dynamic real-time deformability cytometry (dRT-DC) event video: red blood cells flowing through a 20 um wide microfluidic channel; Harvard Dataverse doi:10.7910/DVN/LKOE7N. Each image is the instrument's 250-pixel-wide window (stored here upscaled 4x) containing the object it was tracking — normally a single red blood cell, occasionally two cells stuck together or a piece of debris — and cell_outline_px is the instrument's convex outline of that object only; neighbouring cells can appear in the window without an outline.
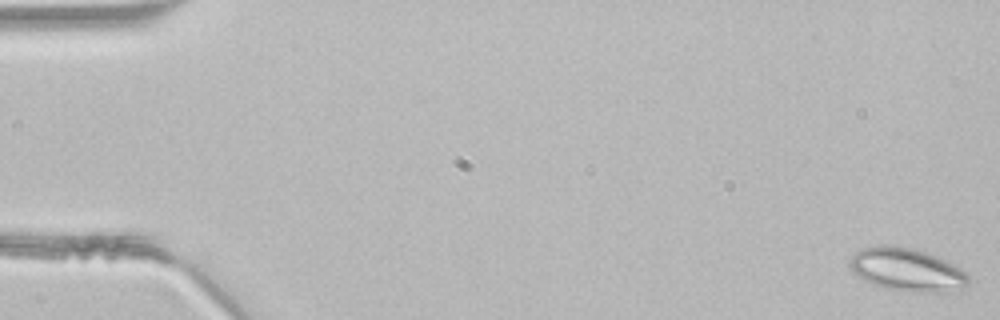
{"species": "common noctule bat (a hibernating species)", "species_latin": "Nyctalus noctula", "temperature_condition": "room temperature", "stored_images_in_passage": 47, "segment_of_instrument_passage": [1, 2], "camera_frame_rate_fps": 3000, "um_per_image_px": 0.085, "animal": {"sex": "male", "body_mass_g": 21.5, "forearm_length_mm": 52.0}, "frame": {"image": 1, "passage_image": 1, "time_ms": 0.0, "image_size_px": [1000, 320], "cell_outline_px": [[968, 284], [964, 292], [912, 292], [884, 288], [872, 284], [864, 280], [852, 272], [848, 264], [848, 260], [856, 252], [864, 248], [880, 244], [884, 244], [912, 248], [936, 256], [952, 264], [964, 272], [968, 276]], "centroid_in_image_um": [77.09, 22.95], "position_along_channel_um": 7.9, "area_um2": 30.06}}
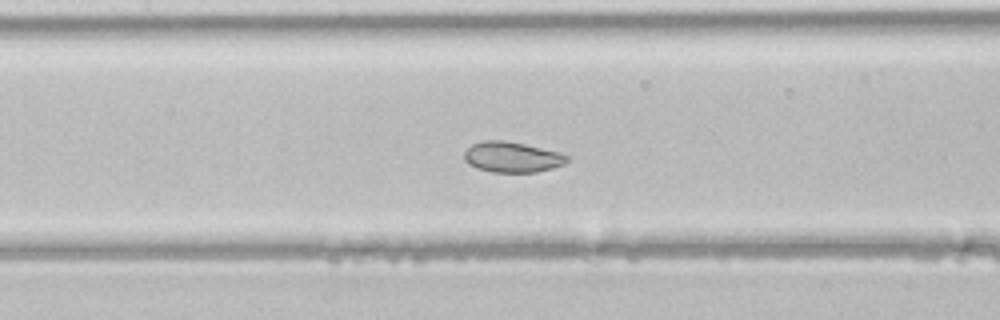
{"frame": {"image": 2, "passage_image": 22, "time_ms": 7.0, "image_size_px": [1000, 320], "cell_outline_px": [[568, 160], [564, 164], [552, 168], [536, 172], [492, 172], [476, 168], [468, 164], [464, 160], [464, 152], [472, 144], [484, 140], [504, 140], [524, 144], [560, 152], [568, 156]], "centroid_in_image_um": [43.51, 13.35], "position_along_channel_um": 163.9, "area_um2": 18.32}}
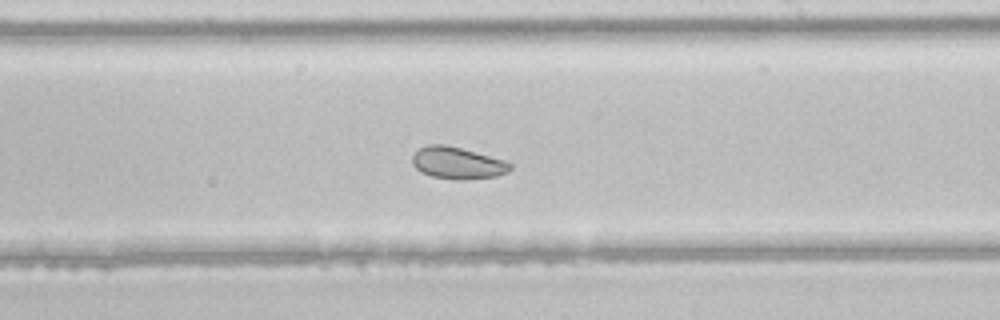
{"frame": {"image": 3, "passage_image": 28, "time_ms": 9.0, "image_size_px": [1000, 320], "cell_outline_px": [[512, 168], [508, 172], [496, 176], [464, 180], [456, 180], [432, 176], [420, 172], [412, 164], [412, 156], [420, 148], [428, 144], [444, 144], [460, 148], [504, 160], [512, 164]], "centroid_in_image_um": [38.87, 13.86], "position_along_channel_um": 250.1, "area_um2": 18.15}}